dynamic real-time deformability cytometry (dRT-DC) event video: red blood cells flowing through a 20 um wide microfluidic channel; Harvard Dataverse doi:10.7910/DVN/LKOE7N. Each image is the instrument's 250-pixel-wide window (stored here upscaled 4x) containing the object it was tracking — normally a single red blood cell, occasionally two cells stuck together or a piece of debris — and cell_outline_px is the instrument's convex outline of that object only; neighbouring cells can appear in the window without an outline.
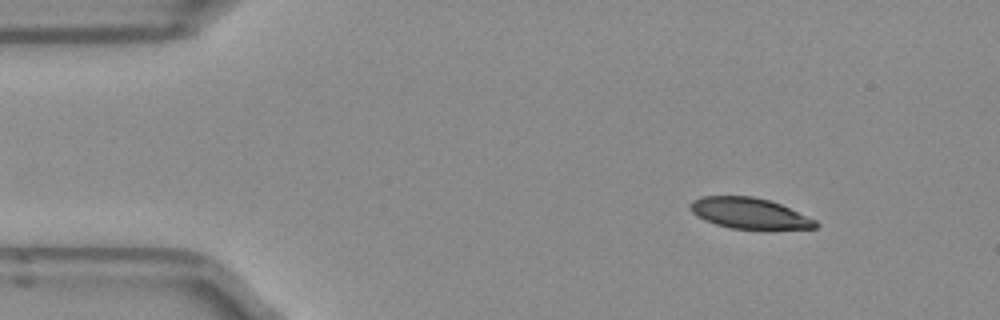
{"species": "Egyptian fruit bat (a non-hibernating species)", "species_latin": "Rousettus aegyptiacus", "temperature_condition": "room temperature", "stored_images_in_passage": 50, "camera_frame_rate_fps": 3000, "um_per_image_px": 0.085, "frame": {"image": 1, "passage_image": 5, "time_ms": 1.333, "image_size_px": [1000, 320], "cell_outline_px": [[820, 224], [816, 228], [732, 228], [716, 224], [704, 220], [692, 212], [688, 208], [688, 204], [692, 200], [700, 196], [752, 196], [768, 200], [780, 204], [816, 220]], "centroid_in_image_um": [63.63, 18.1], "position_along_channel_um": 21.4, "area_um2": 22.2}}
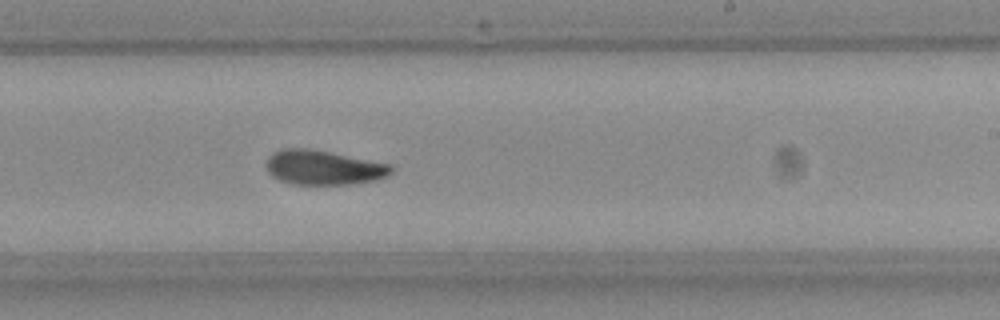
{"frame": {"image": 2, "passage_image": 29, "time_ms": 9.333, "image_size_px": [1000, 320], "cell_outline_px": [[392, 172], [376, 180], [348, 184], [292, 184], [280, 180], [272, 176], [268, 172], [264, 164], [268, 156], [272, 152], [280, 148], [308, 148], [392, 164]], "centroid_in_image_um": [27.43, 14.23], "position_along_channel_um": 261.6, "area_um2": 25.2}}
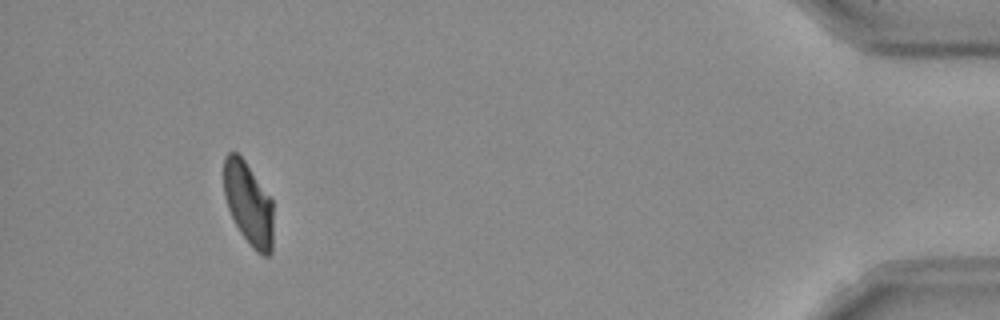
{"frame": {"image": 3, "passage_image": 46, "time_ms": 15.0, "image_size_px": [1000, 320], "cell_outline_px": [[272, 252], [268, 256], [264, 256], [256, 252], [252, 248], [240, 232], [228, 208], [224, 196], [224, 156], [228, 152], [236, 152], [244, 160], [272, 200]], "centroid_in_image_um": [21.11, 17.33], "position_along_channel_um": 414.1, "area_um2": 23.7}, "authors_computed_cell_mechanics": {"area_um2": 24.7673, "velocity_mm_per_s": 3.9379, "shape_relaxation_time_tau1_ms": 4.2876, "shape_relaxation_time_tau2_ms": 7.0516, "deformation_change_tau1": 0.1553, "deformation_change_tau2": 0.0931}}